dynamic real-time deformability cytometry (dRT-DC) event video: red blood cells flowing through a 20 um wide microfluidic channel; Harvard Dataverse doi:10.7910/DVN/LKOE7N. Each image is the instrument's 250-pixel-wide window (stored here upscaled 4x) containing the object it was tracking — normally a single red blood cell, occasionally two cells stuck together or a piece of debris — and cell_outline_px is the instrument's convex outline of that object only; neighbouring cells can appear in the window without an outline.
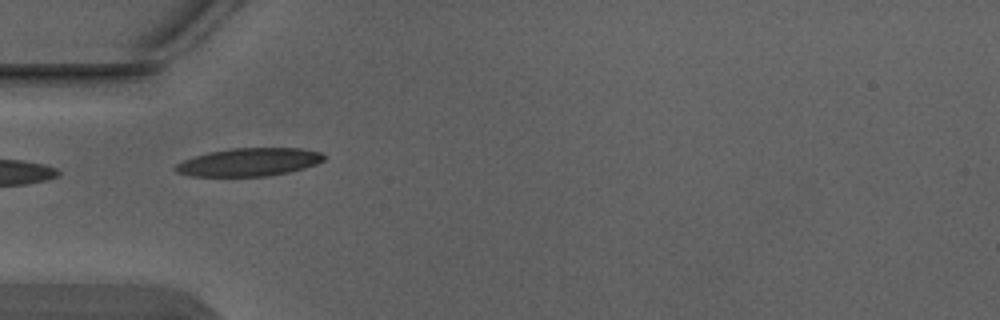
{"species": "Egyptian fruit bat (a non-hibernating species)", "species_latin": "Rousettus aegyptiacus", "temperature_condition": "warm", "stored_images_in_passage": 5, "camera_frame_rate_fps": 3000, "um_per_image_px": 0.085, "animal": {"sex": "male"}, "frame": {"image": 1, "passage_image": 4, "time_ms": 1.0, "image_size_px": [1000, 320], "cell_outline_px": [[324, 160], [316, 164], [304, 168], [288, 172], [264, 176], [192, 176], [176, 172], [172, 168], [176, 164], [184, 160], [208, 152], [232, 148], [300, 148], [320, 152], [324, 156]], "centroid_in_image_um": [21.15, 13.78], "position_along_channel_um": 63.9, "area_um2": 24.1}}
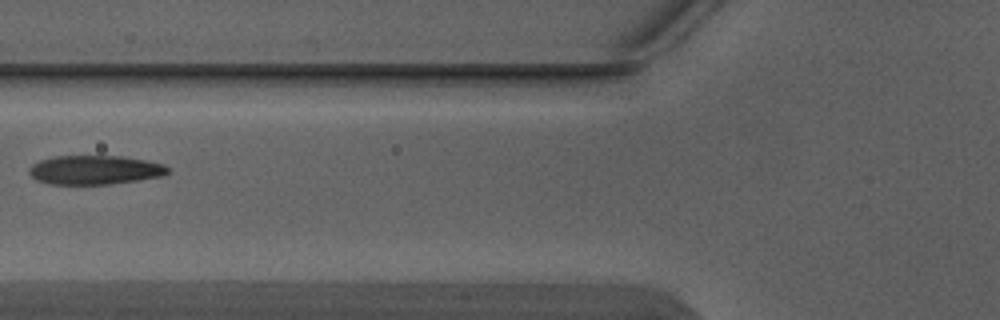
{"frame": {"image": 2, "passage_image": 5, "time_ms": 1.333, "image_size_px": [1000, 320], "cell_outline_px": [[168, 172], [164, 176], [108, 184], [48, 184], [36, 180], [28, 172], [28, 168], [32, 164], [40, 160], [56, 156], [120, 156], [144, 160], [164, 164], [168, 168]], "centroid_in_image_um": [8.02, 14.44], "position_along_channel_um": 117.8, "area_um2": 23.41}}